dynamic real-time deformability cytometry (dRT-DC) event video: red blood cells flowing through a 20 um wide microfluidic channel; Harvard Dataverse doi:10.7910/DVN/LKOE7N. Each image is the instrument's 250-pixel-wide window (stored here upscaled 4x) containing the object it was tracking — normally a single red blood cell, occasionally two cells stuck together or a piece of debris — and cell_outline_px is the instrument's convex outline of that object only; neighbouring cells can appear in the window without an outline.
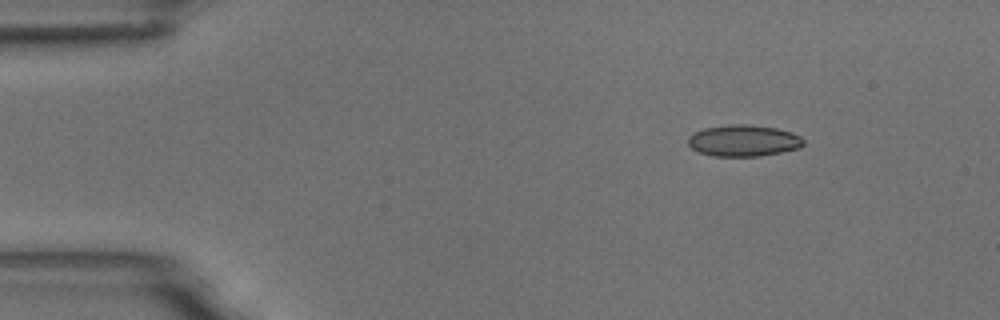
{"species": "common noctule bat (a hibernating species)", "species_latin": "Nyctalus noctula", "temperature_condition": "room temperature", "stored_images_in_passage": 6, "camera_frame_rate_fps": 3000, "um_per_image_px": 0.085, "animal": {"sex": "male", "body_mass_g": 18.8}, "frame": {"image": 1, "passage_image": 1, "time_ms": 0.0, "image_size_px": [1000, 320], "cell_outline_px": [[804, 144], [800, 148], [760, 156], [712, 156], [696, 152], [688, 144], [688, 136], [704, 128], [728, 124], [748, 124], [776, 128], [792, 132], [800, 136], [804, 140]], "centroid_in_image_um": [63.19, 11.95], "position_along_channel_um": 21.8, "area_um2": 21.33}}
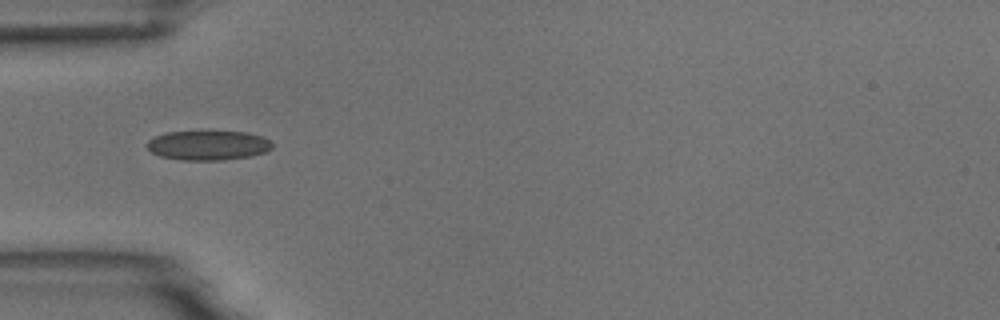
{"frame": {"image": 2, "passage_image": 4, "time_ms": 3.333, "image_size_px": [1000, 320], "cell_outline_px": [[272, 148], [264, 152], [252, 156], [224, 160], [180, 160], [160, 156], [152, 152], [144, 144], [148, 140], [156, 136], [168, 132], [248, 132], [260, 136], [268, 140], [272, 144]], "centroid_in_image_um": [17.67, 12.36], "position_along_channel_um": 67.3, "area_um2": 21.44}}